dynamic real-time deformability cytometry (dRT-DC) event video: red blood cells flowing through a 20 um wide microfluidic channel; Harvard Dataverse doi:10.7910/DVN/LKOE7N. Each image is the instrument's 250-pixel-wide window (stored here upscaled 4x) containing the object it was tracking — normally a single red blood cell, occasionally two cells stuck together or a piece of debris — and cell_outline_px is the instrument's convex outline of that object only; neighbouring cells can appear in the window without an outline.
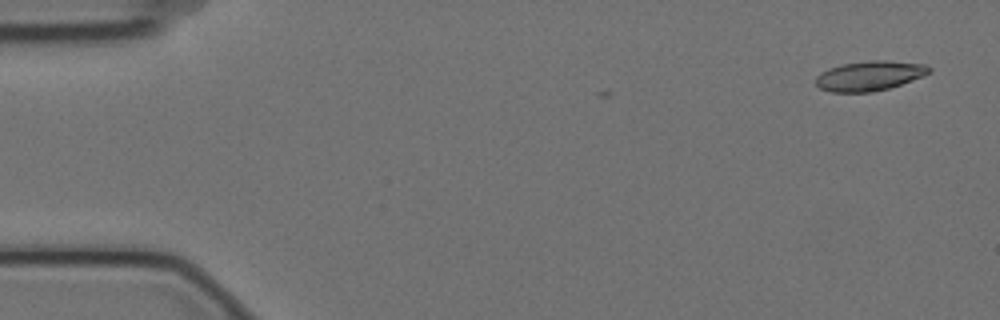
{"species": "Egyptian fruit bat (a non-hibernating species)", "species_latin": "Rousettus aegyptiacus", "temperature_condition": "cold", "stored_images_in_passage": 2, "camera_frame_rate_fps": 3000, "um_per_image_px": 0.085, "animal": {"sex": "female"}, "frame": {"image": 1, "passage_image": 1, "time_ms": 0.0, "image_size_px": [1000, 320], "cell_outline_px": [[932, 72], [924, 76], [888, 88], [872, 92], [832, 92], [820, 88], [816, 84], [816, 76], [820, 72], [828, 68], [840, 64], [868, 60], [884, 60], [924, 64], [932, 68]], "centroid_in_image_um": [73.9, 6.43], "position_along_channel_um": 11.1, "area_um2": 19.77}}